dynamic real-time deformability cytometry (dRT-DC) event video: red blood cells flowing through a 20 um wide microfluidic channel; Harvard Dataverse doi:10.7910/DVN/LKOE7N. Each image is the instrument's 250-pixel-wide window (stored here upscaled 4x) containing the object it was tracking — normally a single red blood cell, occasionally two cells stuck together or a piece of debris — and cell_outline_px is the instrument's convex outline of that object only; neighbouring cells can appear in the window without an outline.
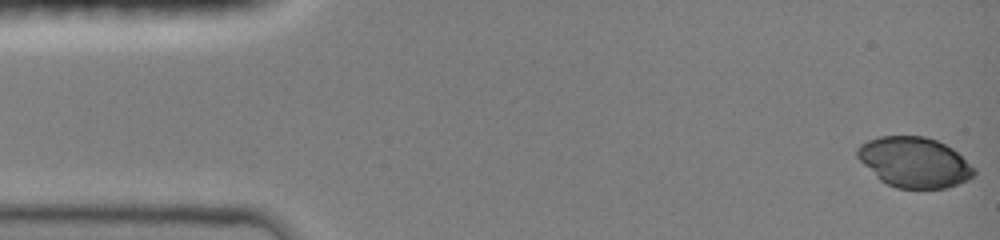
{"species": "common noctule bat (a hibernating species)", "species_latin": "Nyctalus noctula", "temperature_condition": "room temperature", "stored_images_in_passage": 28, "camera_frame_rate_fps": 3000, "um_per_image_px": 0.085, "animal": {"sex": "female", "body_mass_g": 19.0, "forearm_length_mm": 51.5}, "frame": {"image": 1, "passage_image": 1, "time_ms": 0.0, "image_size_px": [1000, 240], "cell_outline_px": [[976, 172], [968, 180], [944, 188], [896, 188], [880, 180], [856, 156], [856, 148], [860, 144], [868, 140], [880, 136], [924, 136], [936, 140], [952, 148], [976, 168]], "centroid_in_image_um": [77.72, 13.78], "position_along_channel_um": 7.3, "area_um2": 34.04}}